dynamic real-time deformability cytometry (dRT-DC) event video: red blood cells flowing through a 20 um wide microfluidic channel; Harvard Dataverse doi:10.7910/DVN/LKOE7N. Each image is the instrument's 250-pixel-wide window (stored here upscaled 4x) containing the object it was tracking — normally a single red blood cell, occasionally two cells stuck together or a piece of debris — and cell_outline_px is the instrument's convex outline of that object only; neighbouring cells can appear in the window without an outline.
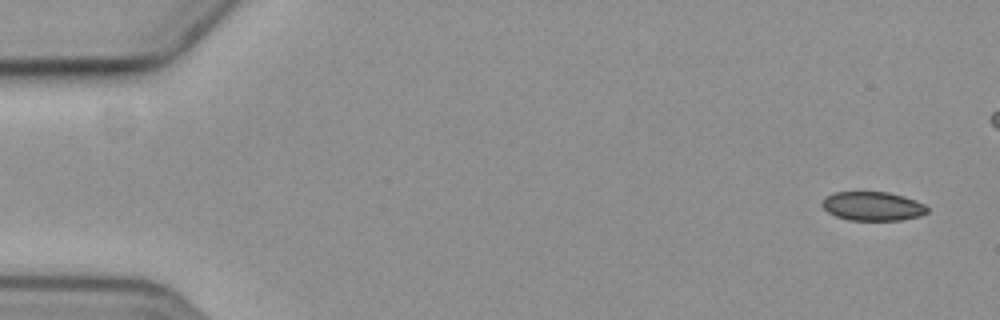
{"species": "common noctule bat (a hibernating species)", "species_latin": "Nyctalus noctula", "temperature_condition": "cold", "stored_images_in_passage": 7, "camera_frame_rate_fps": 3000, "um_per_image_px": 0.085, "animal": {"sex": "female", "body_mass_g": 19.3, "forearm_length_mm": 54.1}, "frame": {"image": 1, "passage_image": 1, "time_ms": 0.0, "image_size_px": [1000, 320], "cell_outline_px": [[928, 212], [920, 216], [900, 220], [848, 220], [836, 216], [828, 212], [820, 204], [824, 196], [832, 192], [888, 192], [904, 196], [924, 204], [928, 208]], "centroid_in_image_um": [74.14, 17.52], "position_along_channel_um": 10.9, "area_um2": 17.86}}